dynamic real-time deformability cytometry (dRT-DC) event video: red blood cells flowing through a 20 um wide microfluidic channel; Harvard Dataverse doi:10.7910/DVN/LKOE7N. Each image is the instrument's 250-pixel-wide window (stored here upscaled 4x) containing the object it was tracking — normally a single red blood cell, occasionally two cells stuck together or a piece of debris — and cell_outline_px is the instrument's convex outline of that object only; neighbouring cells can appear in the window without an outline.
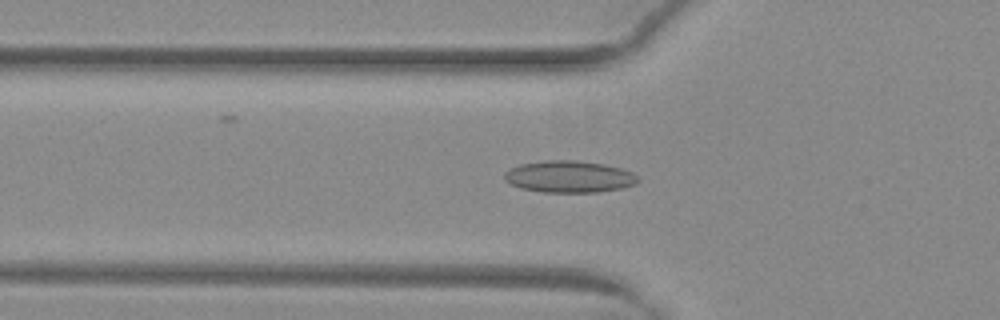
{"species": "common noctule bat (a hibernating species)", "species_latin": "Nyctalus noctula", "temperature_condition": "warm", "stored_images_in_passage": 52, "camera_frame_rate_fps": 3000, "um_per_image_px": 0.085, "animal": {"sex": "female", "body_mass_g": 29.2, "forearm_length_mm": 56.3}, "frame": {"image": 1, "passage_image": 19, "time_ms": 6.0, "image_size_px": [1000, 320], "cell_outline_px": [[640, 180], [636, 184], [620, 188], [596, 192], [544, 192], [520, 188], [504, 180], [504, 172], [520, 164], [544, 160], [576, 160], [604, 164], [620, 168], [632, 172]], "centroid_in_image_um": [48.37, 15.01], "position_along_channel_um": 77.4, "area_um2": 24.68}}
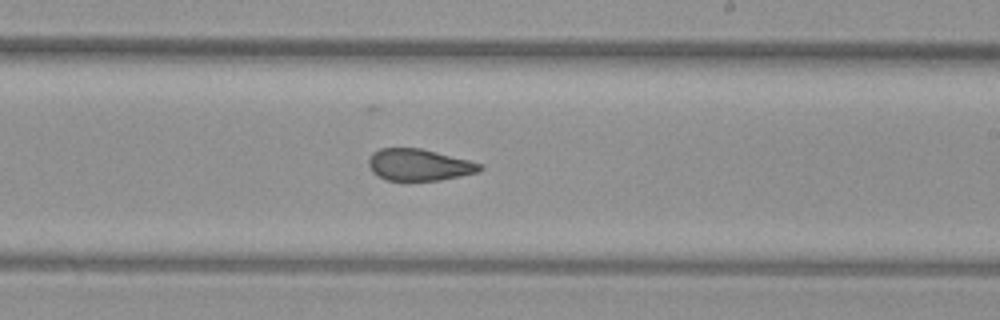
{"frame": {"image": 2, "passage_image": 32, "time_ms": 10.333, "image_size_px": [1000, 320], "cell_outline_px": [[484, 168], [480, 172], [440, 180], [384, 180], [372, 172], [368, 164], [368, 156], [372, 152], [380, 148], [420, 148], [468, 160], [480, 164]], "centroid_in_image_um": [35.58, 14.01], "position_along_channel_um": 253.4, "area_um2": 20.58}}
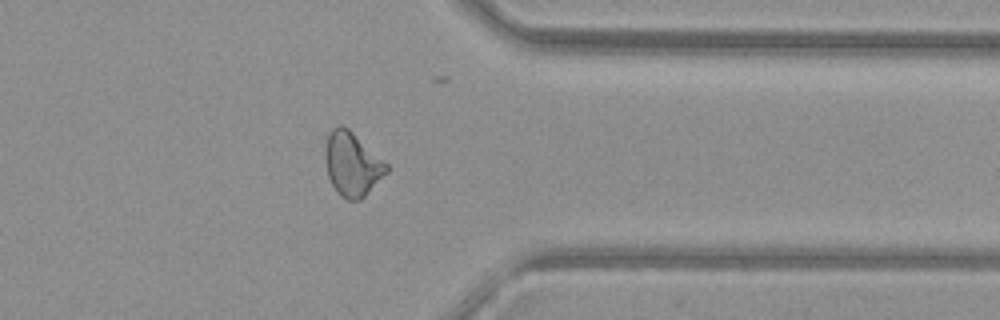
{"frame": {"image": 3, "passage_image": 42, "time_ms": 13.667, "image_size_px": [1000, 320], "cell_outline_px": [[388, 172], [360, 200], [348, 200], [340, 196], [336, 192], [328, 176], [324, 156], [324, 152], [328, 136], [332, 128], [340, 124], [348, 128], [388, 164]], "centroid_in_image_um": [29.92, 13.95], "position_along_channel_um": 381.5, "area_um2": 22.72}, "authors_computed_cell_mechanics": {"area_um2": 22.5131, "velocity_mm_per_s": 4.0525, "shape_relaxation_time_tau1_ms": null, "shape_relaxation_time_tau2_ms": 1.6799, "deformation_change_tau1": null, "deformation_change_tau2": 0.0851}}